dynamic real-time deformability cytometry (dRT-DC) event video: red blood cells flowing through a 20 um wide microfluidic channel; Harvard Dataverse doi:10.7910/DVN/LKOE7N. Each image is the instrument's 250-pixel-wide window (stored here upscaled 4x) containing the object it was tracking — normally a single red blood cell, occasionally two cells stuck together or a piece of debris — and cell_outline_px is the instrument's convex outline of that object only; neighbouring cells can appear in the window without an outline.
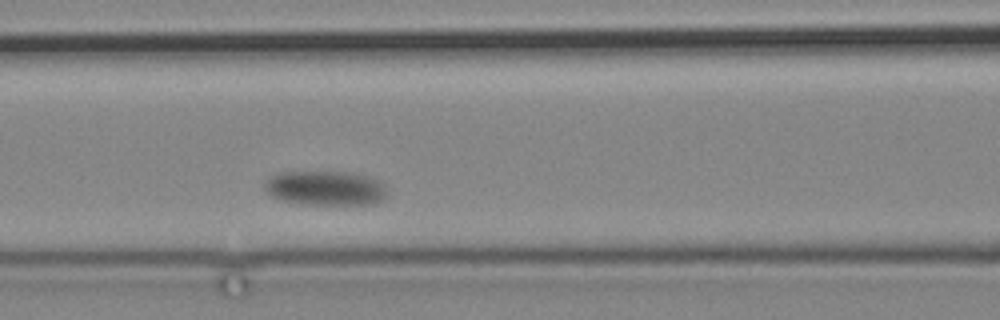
{"species": "common noctule bat (a hibernating species)", "species_latin": "Nyctalus noctula", "temperature_condition": "cold", "stored_images_in_passage": 3, "camera_frame_rate_fps": 3000, "um_per_image_px": 0.085, "animal": {"sex": "male", "body_mass_g": 19.2, "forearm_length_mm": 51.8}, "frame": {"image": 1, "passage_image": 3, "time_ms": 3.0, "image_size_px": [1000, 320], "cell_outline_px": [[384, 196], [376, 204], [300, 204], [280, 200], [264, 192], [264, 180], [280, 172], [352, 172], [368, 176], [384, 184]], "centroid_in_image_um": [27.59, 15.99], "position_along_channel_um": 139.0, "area_um2": 24.68}}